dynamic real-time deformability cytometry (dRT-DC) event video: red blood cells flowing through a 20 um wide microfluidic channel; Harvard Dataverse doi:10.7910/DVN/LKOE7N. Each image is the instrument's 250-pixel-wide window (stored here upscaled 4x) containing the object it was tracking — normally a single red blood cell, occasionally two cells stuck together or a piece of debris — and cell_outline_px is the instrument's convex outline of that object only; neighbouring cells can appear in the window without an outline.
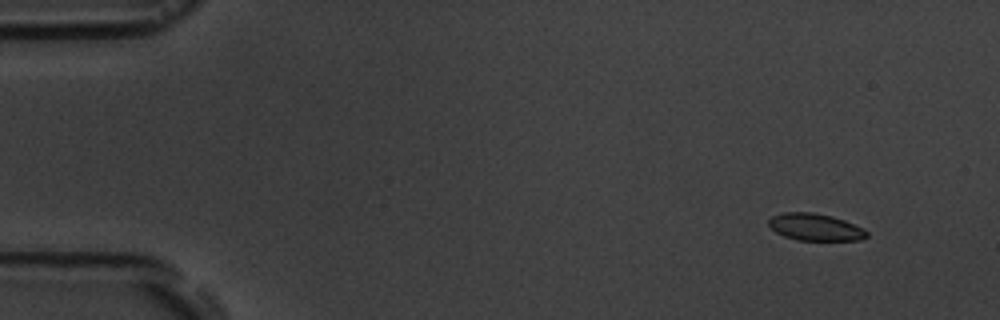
{"species": "common noctule bat (a hibernating species)", "species_latin": "Nyctalus noctula", "temperature_condition": "room temperature", "stored_images_in_passage": 16, "camera_frame_rate_fps": 3000, "um_per_image_px": 0.085, "animal": {"sex": "male", "body_mass_g": 19.5, "forearm_length_mm": 54.6}, "frame": {"image": 1, "passage_image": 1, "time_ms": 0.0, "image_size_px": [1000, 320], "cell_outline_px": [[868, 236], [860, 240], [796, 240], [784, 236], [776, 232], [768, 224], [768, 220], [772, 216], [784, 212], [812, 212], [832, 216], [844, 220], [864, 228], [868, 232]], "centroid_in_image_um": [69.3, 19.3], "position_along_channel_um": 15.7, "area_um2": 15.49}}
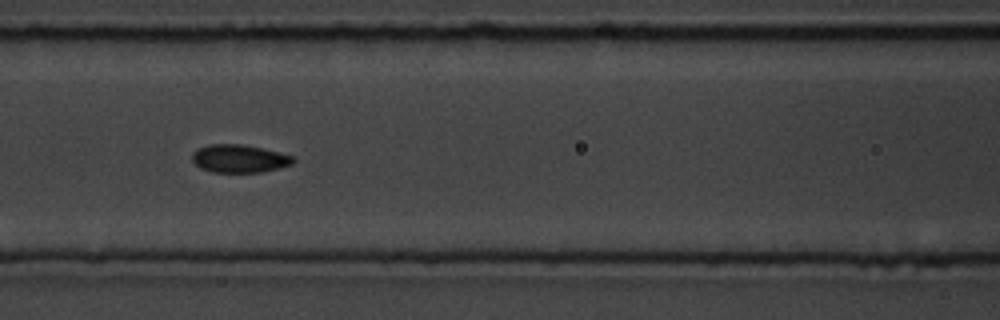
{"frame": {"image": 2, "passage_image": 7, "time_ms": 6.667, "image_size_px": [1000, 320], "cell_outline_px": [[296, 160], [292, 164], [260, 172], [212, 172], [200, 168], [192, 160], [192, 152], [208, 144], [240, 144], [260, 148], [292, 156]], "centroid_in_image_um": [20.29, 13.48], "position_along_channel_um": 146.3, "area_um2": 16.18}}
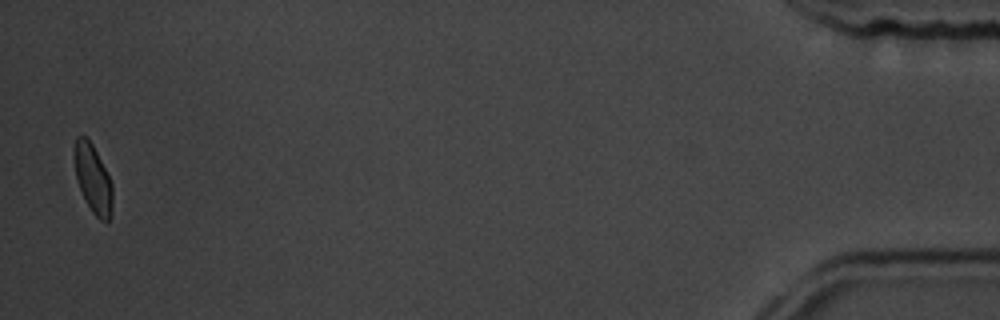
{"frame": {"image": 3, "passage_image": 16, "time_ms": 17.0, "image_size_px": [1000, 320], "cell_outline_px": [[112, 212], [108, 220], [100, 220], [92, 212], [80, 188], [76, 176], [76, 136], [84, 136], [92, 144], [112, 184]], "centroid_in_image_um": [7.93, 15.25], "position_along_channel_um": 427.3, "area_um2": 14.39}, "authors_computed_cell_mechanics": {"area_um2": 16.184, "velocity_mm_per_s": 3.6128, "shape_relaxation_time_tau1_ms": 5.225, "shape_relaxation_time_tau2_ms": 1.0356, "deformation_change_tau1": 0.1307, "deformation_change_tau2": 0.0483}}